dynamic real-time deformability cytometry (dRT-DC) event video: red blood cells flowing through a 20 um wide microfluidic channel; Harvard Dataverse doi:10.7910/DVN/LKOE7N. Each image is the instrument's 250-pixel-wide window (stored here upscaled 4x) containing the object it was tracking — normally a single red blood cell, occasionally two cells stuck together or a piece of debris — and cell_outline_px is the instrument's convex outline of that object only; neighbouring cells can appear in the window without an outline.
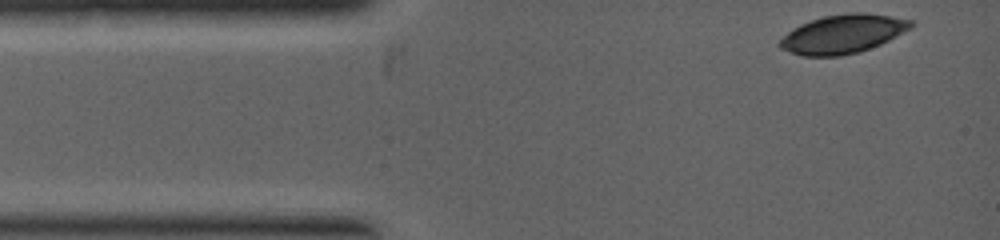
{"species": "common noctule bat (a hibernating species)", "species_latin": "Nyctalus noctula", "temperature_condition": "warm", "stored_images_in_passage": 3, "camera_frame_rate_fps": 5000, "um_per_image_px": 0.085, "animal": {"sex": "female", "body_mass_g": 19.0, "forearm_length_mm": 53.3}, "frame": {"image": 1, "passage_image": 1, "time_ms": 0.0, "image_size_px": [1000, 240], "cell_outline_px": [[912, 28], [880, 44], [860, 52], [840, 56], [804, 56], [780, 48], [776, 44], [788, 32], [800, 24], [824, 16], [848, 12], [864, 12], [912, 20]], "centroid_in_image_um": [71.63, 2.89], "position_along_channel_um": 13.4, "area_um2": 29.42}}